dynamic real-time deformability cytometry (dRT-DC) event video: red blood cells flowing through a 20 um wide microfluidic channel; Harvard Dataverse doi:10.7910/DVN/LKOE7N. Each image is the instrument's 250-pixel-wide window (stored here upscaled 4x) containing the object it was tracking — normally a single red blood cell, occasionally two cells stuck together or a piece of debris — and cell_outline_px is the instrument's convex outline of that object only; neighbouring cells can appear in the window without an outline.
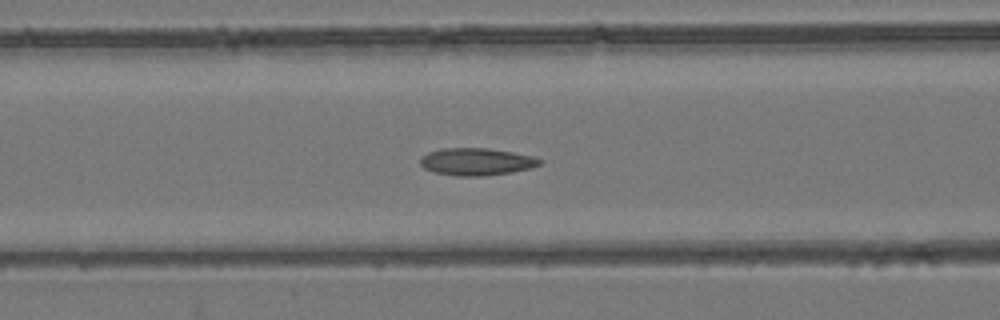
{"species": "common noctule bat (a hibernating species)", "species_latin": "Nyctalus noctula", "temperature_condition": "room temperature", "stored_images_in_passage": 55, "camera_frame_rate_fps": 3000, "um_per_image_px": 0.085, "animal": {"sex": "female", "body_mass_g": 24.6, "forearm_length_mm": 56.2}, "frame": {"image": 1, "passage_image": 23, "time_ms": 7.333, "image_size_px": [1000, 320], "cell_outline_px": [[544, 160], [540, 164], [532, 168], [512, 172], [484, 176], [456, 176], [436, 172], [424, 168], [420, 164], [420, 160], [428, 152], [444, 148], [488, 148], [512, 152], [532, 156]], "centroid_in_image_um": [40.53, 13.75], "position_along_channel_um": 126.1, "area_um2": 18.96}}
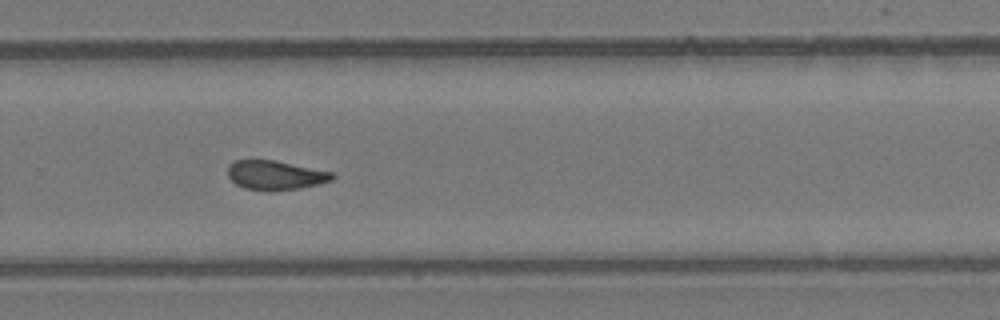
{"frame": {"image": 2, "passage_image": 37, "time_ms": 12.0, "image_size_px": [1000, 320], "cell_outline_px": [[336, 176], [332, 180], [300, 188], [244, 188], [236, 184], [228, 176], [228, 164], [236, 160], [276, 160], [332, 172]], "centroid_in_image_um": [23.4, 14.84], "position_along_channel_um": 306.4, "area_um2": 17.11}}
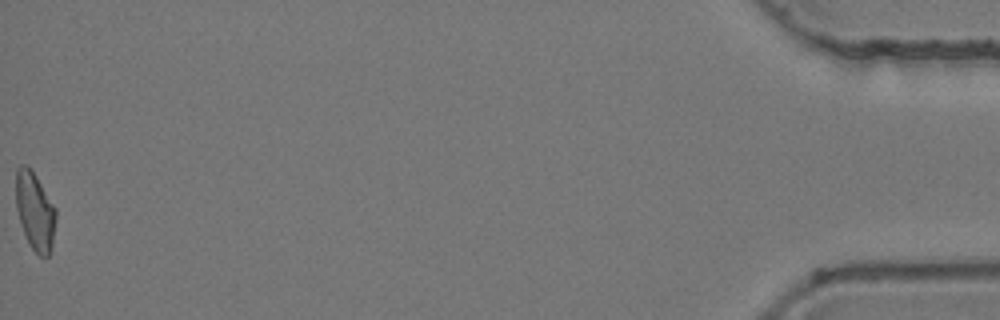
{"frame": {"image": 3, "passage_image": 55, "time_ms": 18.0, "image_size_px": [1000, 320], "cell_outline_px": [[56, 220], [52, 248], [48, 256], [40, 256], [32, 248], [20, 224], [16, 208], [16, 168], [20, 164], [28, 164], [32, 168], [56, 208]], "centroid_in_image_um": [2.97, 17.89], "position_along_channel_um": 432.2, "area_um2": 18.44}, "authors_computed_cell_mechanics": {"area_um2": 18.4382, "velocity_mm_per_s": 3.876, "shape_relaxation_time_tau1_ms": null, "shape_relaxation_time_tau2_ms": 3.4299, "deformation_change_tau1": null, "deformation_change_tau2": 0.105}}